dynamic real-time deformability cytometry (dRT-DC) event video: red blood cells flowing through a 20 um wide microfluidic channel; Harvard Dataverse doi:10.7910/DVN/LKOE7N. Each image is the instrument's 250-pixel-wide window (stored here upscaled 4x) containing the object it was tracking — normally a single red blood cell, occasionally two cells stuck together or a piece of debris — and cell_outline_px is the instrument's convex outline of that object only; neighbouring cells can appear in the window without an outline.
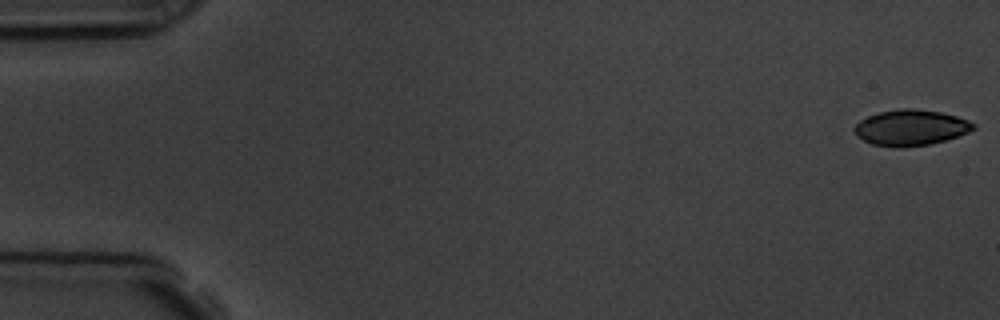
{"species": "common noctule bat (a hibernating species)", "species_latin": "Nyctalus noctula", "temperature_condition": "room temperature", "stored_images_in_passage": 6, "camera_frame_rate_fps": 3000, "um_per_image_px": 0.085, "animal": {"sex": "male", "body_mass_g": 19.5, "forearm_length_mm": 54.6}, "frame": {"image": 1, "passage_image": 1, "time_ms": 0.0, "image_size_px": [1000, 320], "cell_outline_px": [[976, 128], [968, 132], [932, 144], [900, 148], [896, 148], [872, 144], [856, 136], [852, 128], [860, 120], [868, 116], [880, 112], [900, 108], [912, 108], [940, 112], [956, 116], [968, 120], [976, 124]], "centroid_in_image_um": [77.39, 10.85], "position_along_channel_um": 7.6, "area_um2": 24.91}}
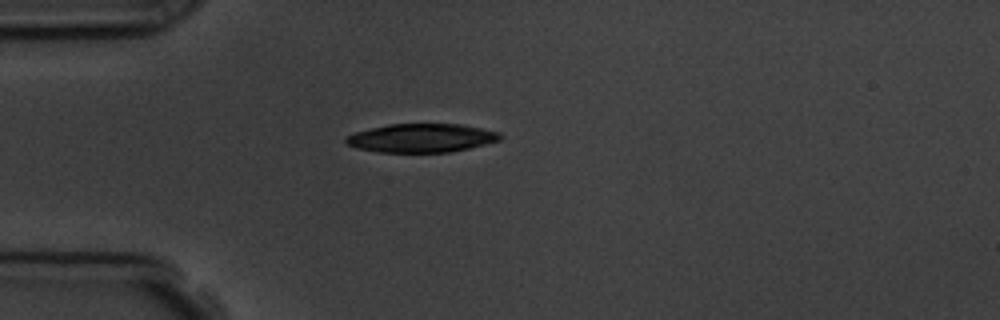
{"frame": {"image": 2, "passage_image": 5, "time_ms": 4.667, "image_size_px": [1000, 320], "cell_outline_px": [[504, 136], [500, 140], [452, 152], [376, 152], [356, 148], [348, 144], [344, 140], [348, 136], [356, 132], [388, 124], [460, 124], [500, 132]], "centroid_in_image_um": [35.84, 11.73], "position_along_channel_um": 49.2, "area_um2": 25.61}}